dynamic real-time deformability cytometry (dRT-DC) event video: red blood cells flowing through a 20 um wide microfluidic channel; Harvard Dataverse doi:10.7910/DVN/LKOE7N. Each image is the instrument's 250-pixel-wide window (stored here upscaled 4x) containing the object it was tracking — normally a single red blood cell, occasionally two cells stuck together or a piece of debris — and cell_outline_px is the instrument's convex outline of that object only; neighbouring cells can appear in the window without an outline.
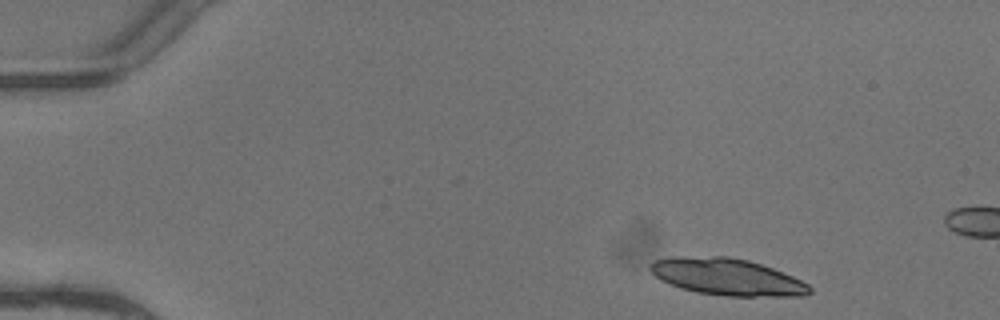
{"species": "common noctule bat (a hibernating species)", "species_latin": "Nyctalus noctula", "temperature_condition": "warm", "stored_images_in_passage": 3, "camera_frame_rate_fps": 3000, "um_per_image_px": 0.085, "animal": {"sex": "female"}, "frame": {"image": 1, "passage_image": 1, "time_ms": 0.0, "image_size_px": [1000, 320], "cell_outline_px": [[812, 292], [804, 296], [724, 296], [696, 292], [680, 288], [660, 280], [648, 268], [656, 260], [672, 256], [728, 256], [748, 260], [772, 268], [792, 276], [808, 284], [812, 288]], "centroid_in_image_um": [61.8, 23.54], "position_along_channel_um": 23.2, "area_um2": 34.22}}